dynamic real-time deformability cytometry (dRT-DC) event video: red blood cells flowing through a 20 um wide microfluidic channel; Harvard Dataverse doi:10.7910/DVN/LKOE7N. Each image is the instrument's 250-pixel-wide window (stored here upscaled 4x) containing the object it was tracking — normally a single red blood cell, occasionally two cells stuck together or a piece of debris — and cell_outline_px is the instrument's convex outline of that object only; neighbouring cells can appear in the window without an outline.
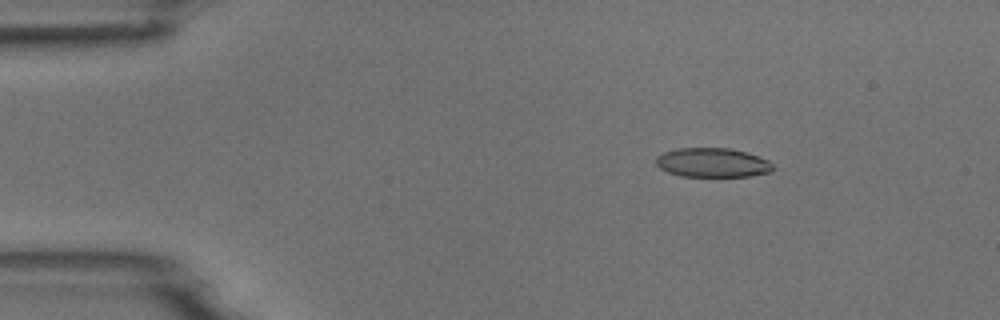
{"species": "common noctule bat (a hibernating species)", "species_latin": "Nyctalus noctula", "temperature_condition": "room temperature", "stored_images_in_passage": 4, "camera_frame_rate_fps": 3000, "um_per_image_px": 0.085, "animal": {"sex": "male", "body_mass_g": 18.8}, "frame": {"image": 1, "passage_image": 2, "time_ms": 2.0, "image_size_px": [1000, 320], "cell_outline_px": [[772, 168], [768, 172], [752, 176], [680, 176], [668, 172], [660, 168], [656, 164], [656, 156], [664, 152], [676, 148], [732, 148], [768, 160], [772, 164]], "centroid_in_image_um": [60.51, 13.82], "position_along_channel_um": 24.5, "area_um2": 19.77}}